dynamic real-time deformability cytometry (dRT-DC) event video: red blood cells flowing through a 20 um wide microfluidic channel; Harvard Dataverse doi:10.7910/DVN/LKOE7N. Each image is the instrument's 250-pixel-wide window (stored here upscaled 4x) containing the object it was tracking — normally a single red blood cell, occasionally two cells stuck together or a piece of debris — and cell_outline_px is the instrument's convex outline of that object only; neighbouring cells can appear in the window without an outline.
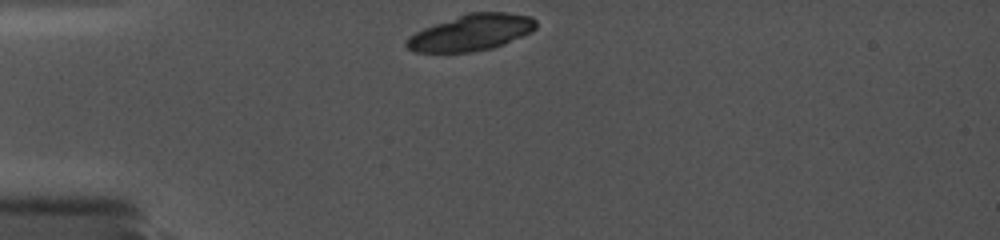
{"species": "common noctule bat (a hibernating species)", "species_latin": "Nyctalus noctula", "temperature_condition": "cold", "stored_images_in_passage": 6, "camera_frame_rate_fps": 5000, "um_per_image_px": 0.085, "animal": {"sex": "female", "body_mass_g": 19.0, "forearm_length_mm": 56.7}, "frame": {"image": 1, "passage_image": 1, "time_ms": 0.0, "image_size_px": [1000, 240], "cell_outline_px": [[536, 28], [532, 32], [500, 44], [488, 48], [468, 52], [416, 52], [408, 48], [404, 44], [404, 40], [408, 36], [424, 28], [468, 12], [508, 12], [532, 16], [536, 20]], "centroid_in_image_um": [40.04, 2.75], "position_along_channel_um": 45.0, "area_um2": 27.05}}